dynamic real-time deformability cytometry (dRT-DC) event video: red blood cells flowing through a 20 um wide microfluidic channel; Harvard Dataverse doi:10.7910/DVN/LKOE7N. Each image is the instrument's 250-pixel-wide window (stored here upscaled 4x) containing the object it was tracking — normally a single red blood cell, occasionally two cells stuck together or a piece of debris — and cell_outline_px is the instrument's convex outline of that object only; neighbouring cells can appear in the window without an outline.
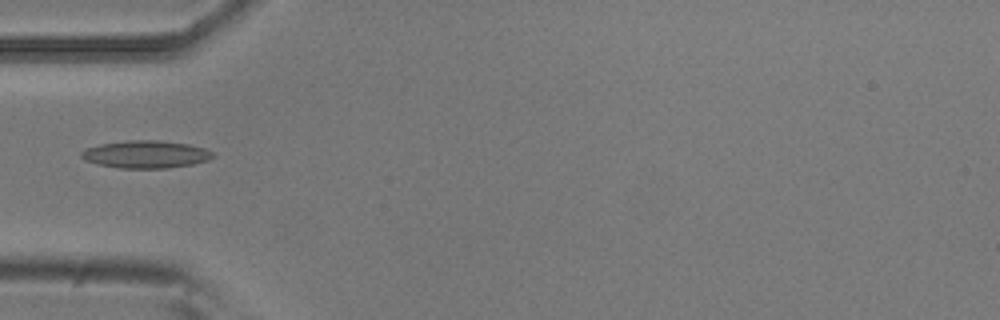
{"species": "common noctule bat (a hibernating species)", "species_latin": "Nyctalus noctula", "temperature_condition": "room temperature", "stored_images_in_passage": 2, "camera_frame_rate_fps": 3000, "um_per_image_px": 0.085, "animal": {"sex": "male", "body_mass_g": 20.5, "forearm_length_mm": 52.5}, "frame": {"image": 1, "passage_image": 1, "time_ms": 0.0, "image_size_px": [1000, 320], "cell_outline_px": [[216, 156], [208, 160], [192, 164], [168, 168], [120, 168], [100, 164], [84, 160], [80, 156], [80, 152], [84, 148], [100, 144], [128, 140], [160, 140], [188, 144], [204, 148], [212, 152]], "centroid_in_image_um": [12.38, 13.11], "position_along_channel_um": 72.6, "area_um2": 21.15}}
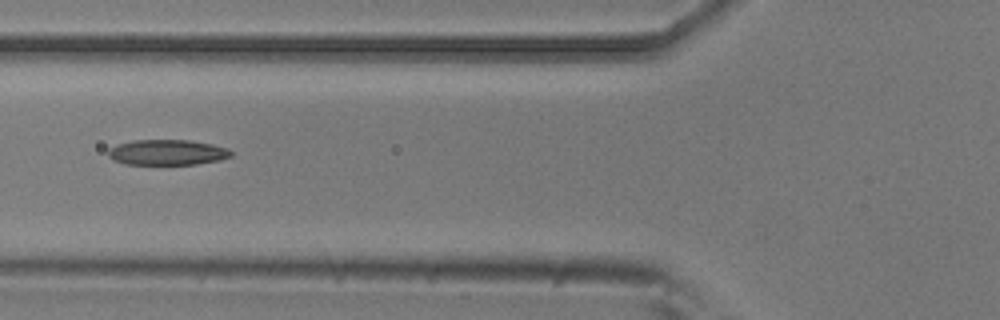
{"frame": {"image": 2, "passage_image": 2, "time_ms": 0.333, "image_size_px": [1000, 320], "cell_outline_px": [[232, 156], [220, 160], [196, 164], [124, 164], [112, 160], [108, 156], [108, 148], [116, 144], [132, 140], [188, 140], [212, 144], [228, 148], [232, 152]], "centroid_in_image_um": [14.19, 12.95], "position_along_channel_um": 111.6, "area_um2": 18.38}}